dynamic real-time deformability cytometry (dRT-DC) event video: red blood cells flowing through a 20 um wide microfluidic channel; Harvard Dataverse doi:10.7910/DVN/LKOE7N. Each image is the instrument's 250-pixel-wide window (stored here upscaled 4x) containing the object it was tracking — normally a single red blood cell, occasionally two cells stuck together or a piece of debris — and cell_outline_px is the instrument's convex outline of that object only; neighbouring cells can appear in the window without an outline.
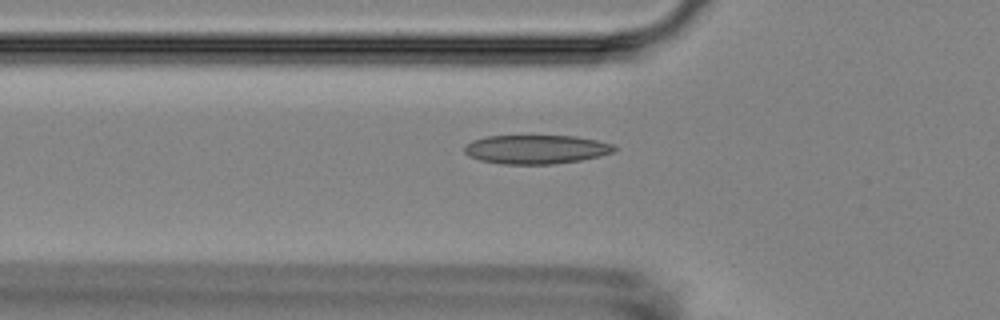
{"species": "Egyptian fruit bat (a non-hibernating species)", "species_latin": "Rousettus aegyptiacus", "temperature_condition": "room temperature", "stored_images_in_passage": 6, "segment_of_instrument_passage": [2, 2], "camera_frame_rate_fps": 3000, "um_per_image_px": 0.085, "animal": {"sex": "female"}, "frame": {"image": 1, "passage_image": 6, "time_ms": 6.667, "image_size_px": [1000, 320], "cell_outline_px": [[616, 148], [612, 152], [600, 156], [580, 160], [552, 164], [500, 164], [480, 160], [468, 156], [464, 152], [464, 148], [472, 140], [484, 136], [576, 136], [596, 140], [612, 144]], "centroid_in_image_um": [45.53, 12.69], "position_along_channel_um": 80.3, "area_um2": 25.2}}